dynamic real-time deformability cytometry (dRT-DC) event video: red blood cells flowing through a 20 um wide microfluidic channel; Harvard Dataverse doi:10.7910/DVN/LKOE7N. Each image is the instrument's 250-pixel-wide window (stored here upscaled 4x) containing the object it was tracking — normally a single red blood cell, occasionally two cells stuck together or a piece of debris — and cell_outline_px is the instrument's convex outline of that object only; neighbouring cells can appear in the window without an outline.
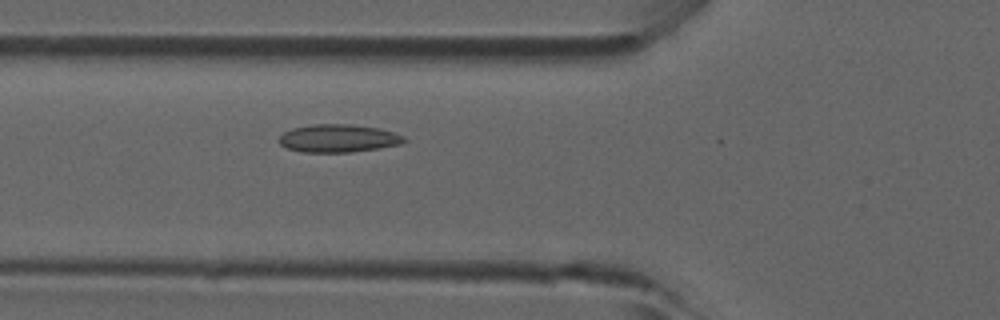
{"species": "common noctule bat (a hibernating species)", "species_latin": "Nyctalus noctula", "temperature_condition": "room temperature", "stored_images_in_passage": 11, "camera_frame_rate_fps": 3000, "um_per_image_px": 0.085, "animal": {"sex": "male", "forearm_length_mm": 52.5}, "frame": {"image": 1, "passage_image": 5, "time_ms": 1.333, "image_size_px": [1000, 320], "cell_outline_px": [[408, 140], [400, 144], [376, 148], [348, 152], [304, 152], [288, 148], [280, 144], [280, 136], [284, 132], [292, 128], [312, 124], [352, 124], [380, 128], [404, 136]], "centroid_in_image_um": [28.76, 11.74], "position_along_channel_um": 97.0, "area_um2": 20.17}}
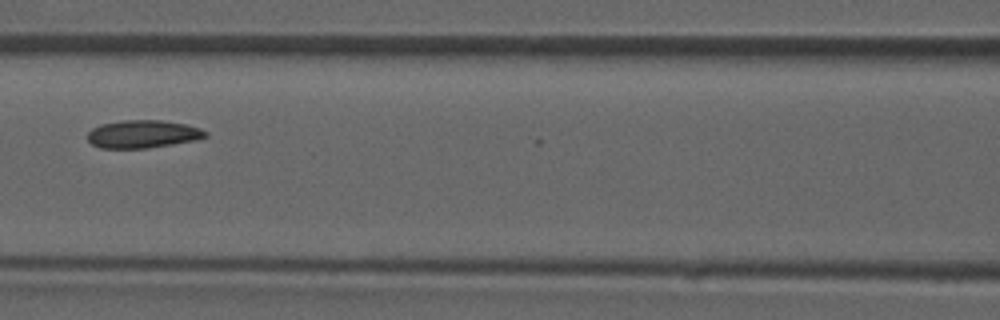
{"frame": {"image": 2, "passage_image": 9, "time_ms": 2.667, "image_size_px": [1000, 320], "cell_outline_px": [[208, 136], [196, 140], [148, 148], [100, 148], [92, 144], [88, 140], [88, 132], [92, 128], [100, 124], [120, 120], [160, 120], [184, 124], [200, 128], [208, 132]], "centroid_in_image_um": [12.13, 11.39], "position_along_channel_um": 154.5, "area_um2": 19.19}}